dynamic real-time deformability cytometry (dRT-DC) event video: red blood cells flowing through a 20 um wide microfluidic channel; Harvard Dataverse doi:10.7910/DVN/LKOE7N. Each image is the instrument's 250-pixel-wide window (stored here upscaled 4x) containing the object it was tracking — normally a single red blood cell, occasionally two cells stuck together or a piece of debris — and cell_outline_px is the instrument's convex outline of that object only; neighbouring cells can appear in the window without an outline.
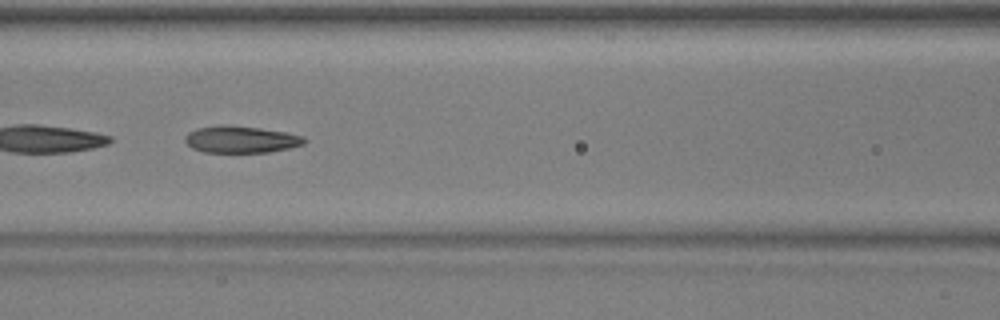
{"species": "common noctule bat (a hibernating species)", "species_latin": "Nyctalus noctula", "temperature_condition": "warm", "stored_images_in_passage": 39, "segment_of_instrument_passage": [2, 2], "camera_frame_rate_fps": 3000, "um_per_image_px": 0.085, "animal": {"sex": "male", "body_mass_g": 17.9, "forearm_length_mm": 54.2}, "frame": {"image": 1, "passage_image": 12, "time_ms": 3.667, "image_size_px": [1000, 320], "cell_outline_px": [[308, 140], [304, 144], [288, 148], [268, 152], [204, 152], [192, 148], [184, 140], [184, 136], [188, 132], [196, 128], [220, 124], [228, 124], [260, 128], [284, 132], [304, 136]], "centroid_in_image_um": [20.45, 11.83], "position_along_channel_um": 146.1, "area_um2": 18.84}}